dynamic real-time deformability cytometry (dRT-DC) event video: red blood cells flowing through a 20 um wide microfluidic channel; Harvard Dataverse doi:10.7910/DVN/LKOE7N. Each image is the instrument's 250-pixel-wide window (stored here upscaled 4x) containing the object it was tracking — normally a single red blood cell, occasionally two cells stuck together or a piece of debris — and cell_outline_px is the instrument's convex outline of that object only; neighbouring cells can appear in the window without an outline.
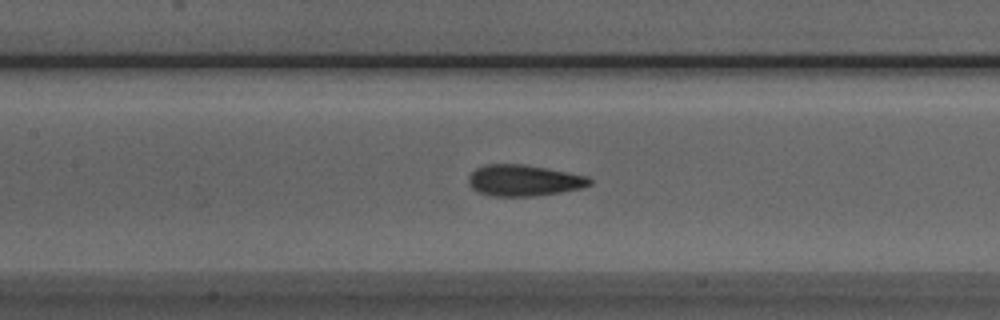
{"species": "Egyptian fruit bat (a non-hibernating species)", "species_latin": "Rousettus aegyptiacus", "temperature_condition": "room temperature", "stored_images_in_passage": 37, "camera_frame_rate_fps": 3000, "um_per_image_px": 0.085, "animal": {"sex": "male"}, "frame": {"image": 1, "passage_image": 8, "time_ms": 2.333, "image_size_px": [1000, 320], "cell_outline_px": [[592, 184], [580, 188], [560, 192], [532, 196], [492, 196], [476, 192], [468, 184], [468, 176], [476, 168], [484, 164], [524, 164], [548, 168], [588, 176], [592, 180]], "centroid_in_image_um": [44.5, 15.33], "position_along_channel_um": 162.9, "area_um2": 22.2}}
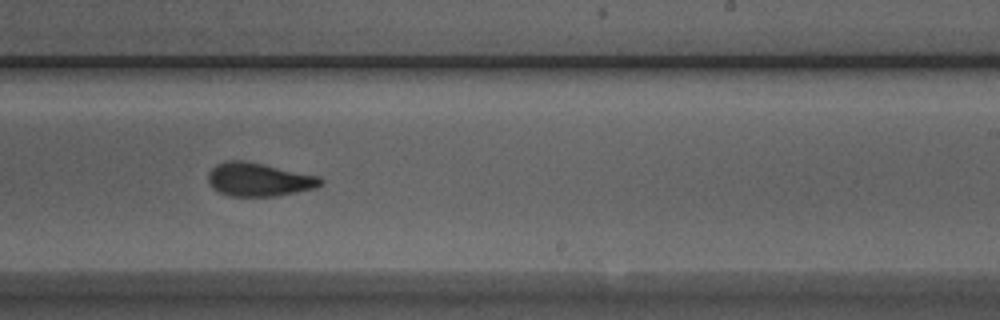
{"frame": {"image": 2, "passage_image": 16, "time_ms": 5.0, "image_size_px": [1000, 320], "cell_outline_px": [[324, 184], [316, 188], [276, 196], [232, 196], [220, 192], [212, 188], [208, 180], [208, 172], [216, 164], [224, 160], [244, 160], [264, 164], [320, 176], [324, 180]], "centroid_in_image_um": [22.02, 15.25], "position_along_channel_um": 267.0, "area_um2": 22.14}}
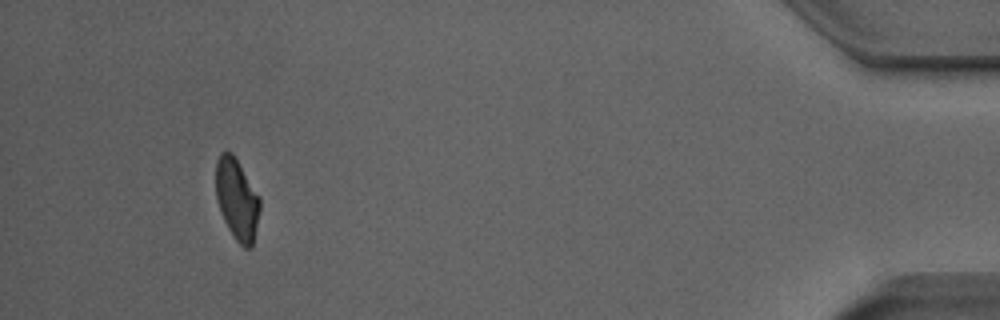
{"frame": {"image": 3, "passage_image": 33, "time_ms": 10.667, "image_size_px": [1000, 320], "cell_outline_px": [[260, 208], [252, 248], [244, 248], [236, 240], [228, 228], [224, 220], [216, 196], [216, 160], [220, 152], [232, 152], [260, 196]], "centroid_in_image_um": [20.15, 16.93], "position_along_channel_um": 415.1, "area_um2": 20.75}}